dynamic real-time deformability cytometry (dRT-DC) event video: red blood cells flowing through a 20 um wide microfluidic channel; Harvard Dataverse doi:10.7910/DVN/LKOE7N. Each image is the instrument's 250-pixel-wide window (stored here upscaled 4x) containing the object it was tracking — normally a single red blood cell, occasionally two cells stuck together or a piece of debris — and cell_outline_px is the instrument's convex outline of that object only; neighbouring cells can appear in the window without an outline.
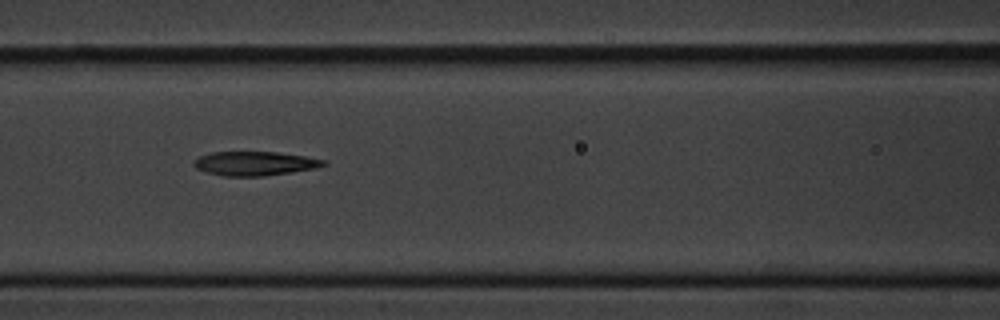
{"species": "common noctule bat (a hibernating species)", "species_latin": "Nyctalus noctula", "temperature_condition": "cold", "stored_images_in_passage": 9, "camera_frame_rate_fps": 3000, "um_per_image_px": 0.085, "animal": {"sex": "male", "body_mass_g": 20.1, "forearm_length_mm": 53.5}, "frame": {"image": 1, "passage_image": 6, "time_ms": 6.667, "image_size_px": [1000, 320], "cell_outline_px": [[328, 164], [316, 168], [292, 172], [264, 176], [224, 176], [208, 172], [196, 168], [192, 164], [192, 160], [200, 156], [212, 152], [276, 152], [304, 156], [328, 160]], "centroid_in_image_um": [21.67, 13.89], "position_along_channel_um": 144.9, "area_um2": 18.26}}
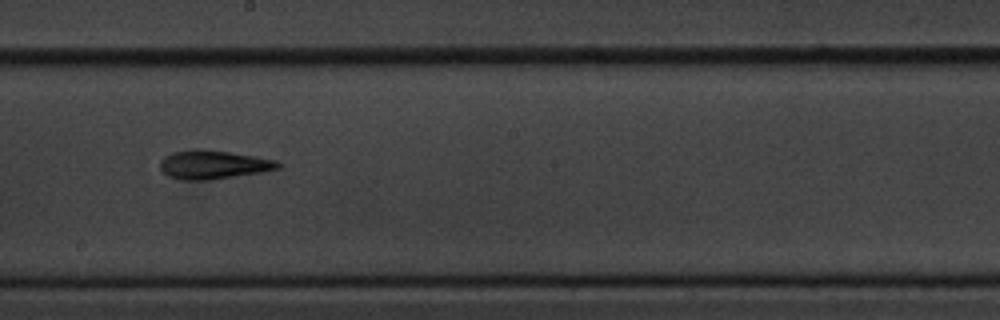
{"frame": {"image": 2, "passage_image": 8, "time_ms": 9.0, "image_size_px": [1000, 320], "cell_outline_px": [[284, 164], [280, 168], [264, 172], [208, 180], [184, 180], [168, 176], [160, 168], [160, 160], [164, 156], [172, 152], [192, 148], [200, 148], [256, 156], [276, 160]], "centroid_in_image_um": [18.15, 13.98], "position_along_channel_um": 230.1, "area_um2": 20.0}}
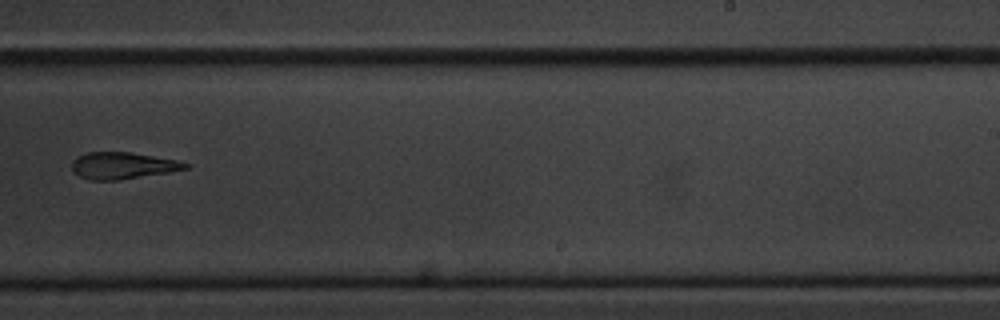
{"frame": {"image": 3, "passage_image": 9, "time_ms": 10.333, "image_size_px": [1000, 320], "cell_outline_px": [[192, 164], [188, 168], [168, 172], [120, 180], [88, 180], [72, 172], [72, 160], [88, 152], [132, 152], [176, 160]], "centroid_in_image_um": [10.42, 14.08], "position_along_channel_um": 278.6, "area_um2": 17.69}}